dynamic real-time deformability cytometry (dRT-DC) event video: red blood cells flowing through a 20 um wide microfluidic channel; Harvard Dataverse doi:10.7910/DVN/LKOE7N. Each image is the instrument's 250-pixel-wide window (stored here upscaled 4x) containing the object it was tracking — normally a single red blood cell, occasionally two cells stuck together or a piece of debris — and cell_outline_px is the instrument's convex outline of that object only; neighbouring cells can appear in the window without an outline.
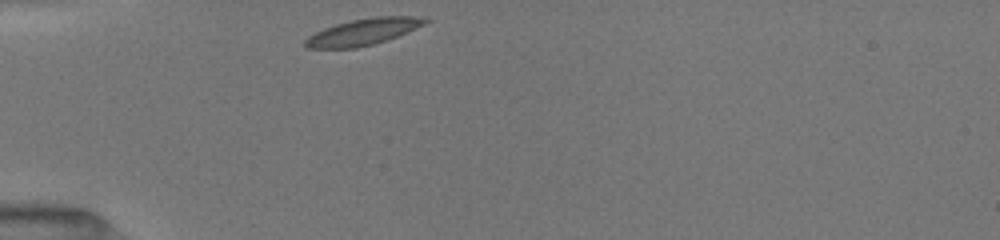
{"species": "common noctule bat (a hibernating species)", "species_latin": "Nyctalus noctula", "temperature_condition": "room temperature", "stored_images_in_passage": 4, "camera_frame_rate_fps": 3000, "um_per_image_px": 0.085, "animal": {"sex": "female", "body_mass_g": 19.5, "forearm_length_mm": 54.1}, "frame": {"image": 1, "passage_image": 1, "time_ms": 0.0, "image_size_px": [1000, 240], "cell_outline_px": [[432, 20], [424, 24], [396, 36], [372, 44], [356, 48], [308, 48], [304, 44], [304, 40], [308, 36], [324, 28], [336, 24], [352, 20], [376, 16], [428, 16]], "centroid_in_image_um": [30.89, 2.69], "position_along_channel_um": 54.1, "area_um2": 18.32}}
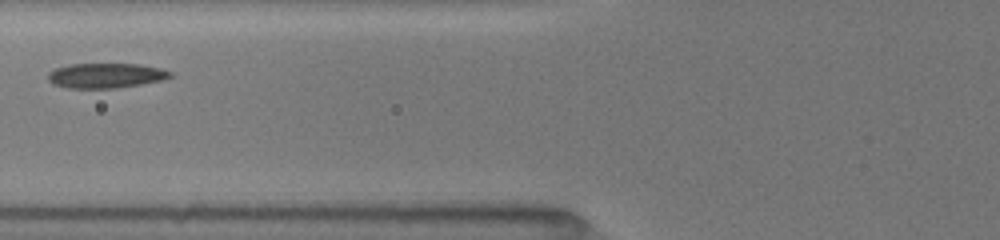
{"frame": {"image": 2, "passage_image": 4, "time_ms": 2.0, "image_size_px": [1000, 240], "cell_outline_px": [[172, 76], [160, 80], [140, 84], [112, 88], [68, 88], [52, 84], [48, 80], [48, 72], [56, 68], [68, 64], [140, 64], [160, 68], [172, 72]], "centroid_in_image_um": [8.95, 6.41], "position_along_channel_um": 116.9, "area_um2": 17.63}}